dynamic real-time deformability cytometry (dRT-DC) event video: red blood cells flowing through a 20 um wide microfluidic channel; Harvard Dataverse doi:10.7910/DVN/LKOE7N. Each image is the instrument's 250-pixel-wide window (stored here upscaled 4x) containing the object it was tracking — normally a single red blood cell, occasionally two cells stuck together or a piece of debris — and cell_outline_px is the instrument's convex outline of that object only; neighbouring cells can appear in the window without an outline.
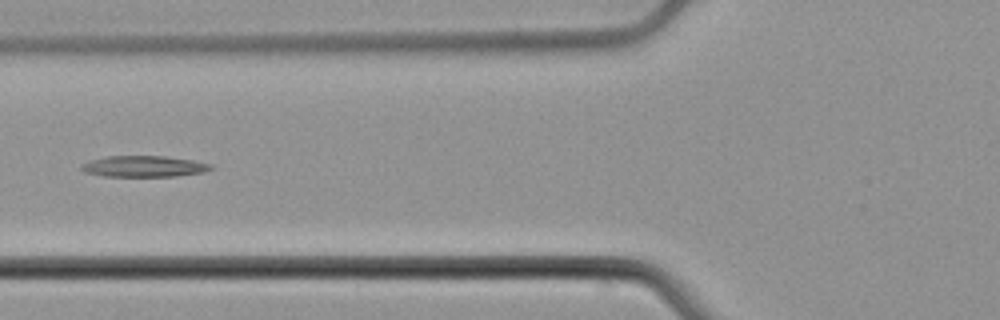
{"species": "common noctule bat (a hibernating species)", "species_latin": "Nyctalus noctula", "temperature_condition": "cold", "stored_images_in_passage": 2, "camera_frame_rate_fps": 3000, "um_per_image_px": 0.085, "animal": {"sex": "male", "body_mass_g": 21.5, "forearm_length_mm": 52.0}, "frame": {"image": 1, "passage_image": 2, "time_ms": 1.333, "image_size_px": [1000, 320], "cell_outline_px": [[212, 168], [204, 172], [176, 176], [100, 176], [84, 172], [80, 168], [80, 164], [88, 160], [108, 156], [164, 156], [192, 160], [212, 164]], "centroid_in_image_um": [12.17, 14.14], "position_along_channel_um": 113.6, "area_um2": 16.01}}